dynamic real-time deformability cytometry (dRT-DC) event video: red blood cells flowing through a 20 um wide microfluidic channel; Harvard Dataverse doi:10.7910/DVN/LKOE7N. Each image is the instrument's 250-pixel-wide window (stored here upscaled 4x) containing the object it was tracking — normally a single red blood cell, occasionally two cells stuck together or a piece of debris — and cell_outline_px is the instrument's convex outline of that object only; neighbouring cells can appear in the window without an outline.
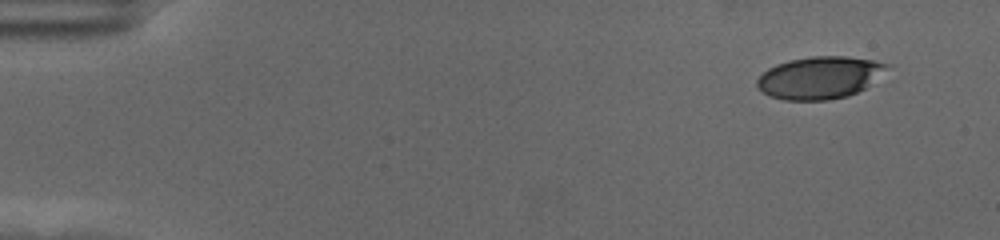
{"species": "human", "species_latin": "Homo sapiens", "temperature_condition": "cold", "stored_images_in_passage": 51, "camera_frame_rate_fps": 3000, "um_per_image_px": 0.085, "donor": {"sex": "female"}, "frame": {"image": 1, "passage_image": 1, "time_ms": 0.0, "image_size_px": [1000, 240], "cell_outline_px": [[888, 64], [864, 88], [848, 96], [828, 100], [784, 100], [772, 96], [764, 92], [756, 84], [756, 80], [768, 68], [776, 64], [788, 60], [812, 56], [844, 56], [872, 60]], "centroid_in_image_um": [69.59, 6.6], "position_along_channel_um": 15.4, "area_um2": 31.27}}
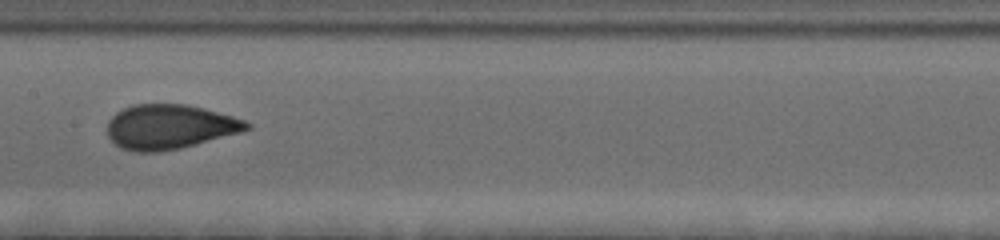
{"frame": {"image": 2, "passage_image": 27, "time_ms": 8.667, "image_size_px": [1000, 240], "cell_outline_px": [[252, 128], [240, 132], [196, 144], [180, 148], [156, 152], [136, 152], [120, 148], [108, 136], [108, 120], [116, 112], [132, 104], [188, 104], [204, 108], [232, 116], [244, 120], [252, 124]], "centroid_in_image_um": [14.41, 10.77], "position_along_channel_um": 193.0, "area_um2": 36.18}}
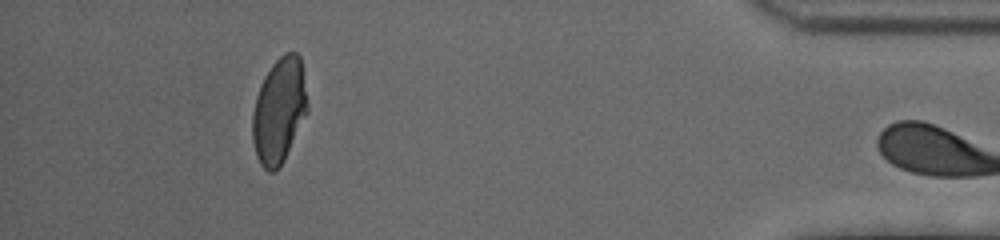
{"frame": {"image": 3, "passage_image": 50, "time_ms": 16.333, "image_size_px": [1000, 240], "cell_outline_px": [[308, 112], [284, 160], [272, 172], [268, 172], [260, 164], [256, 156], [252, 140], [252, 112], [256, 96], [260, 84], [264, 76], [272, 64], [284, 52], [296, 52], [300, 56], [308, 104]], "centroid_in_image_um": [23.71, 9.39], "position_along_channel_um": 411.5, "area_um2": 33.87}}